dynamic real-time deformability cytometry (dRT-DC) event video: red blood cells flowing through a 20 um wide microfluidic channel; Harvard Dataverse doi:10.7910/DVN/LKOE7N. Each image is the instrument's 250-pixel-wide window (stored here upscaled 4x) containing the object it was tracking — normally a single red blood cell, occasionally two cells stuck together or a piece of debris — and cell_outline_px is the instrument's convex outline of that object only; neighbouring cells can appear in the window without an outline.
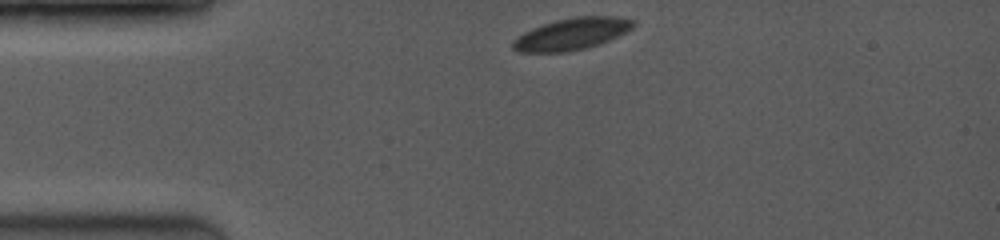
{"species": "common noctule bat (a hibernating species)", "species_latin": "Nyctalus noctula", "temperature_condition": "room temperature", "stored_images_in_passage": 17, "camera_frame_rate_fps": 3500, "um_per_image_px": 0.085, "animal": {"sex": "female", "body_mass_g": 19.0, "forearm_length_mm": 53.3}, "frame": {"image": 1, "passage_image": 1, "time_ms": 0.0, "image_size_px": [1000, 240], "cell_outline_px": [[636, 24], [632, 28], [608, 40], [584, 48], [568, 52], [520, 52], [512, 48], [512, 40], [524, 32], [532, 28], [556, 20], [576, 16], [616, 16], [632, 20]], "centroid_in_image_um": [48.56, 2.88], "position_along_channel_um": 36.4, "area_um2": 22.02}}
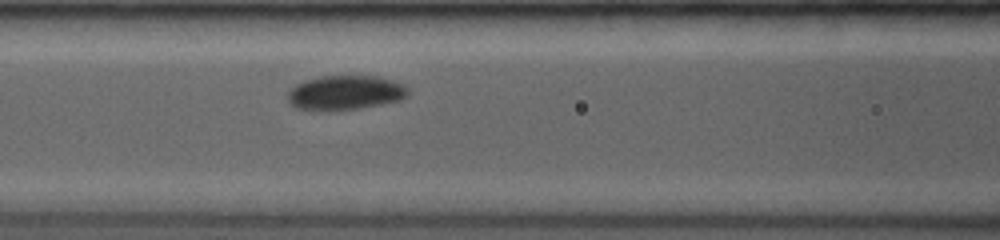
{"frame": {"image": 2, "passage_image": 11, "time_ms": 3.429, "image_size_px": [1000, 240], "cell_outline_px": [[408, 92], [400, 100], [360, 108], [328, 112], [320, 112], [296, 108], [288, 100], [288, 92], [296, 84], [304, 80], [320, 76], [376, 76], [392, 80], [404, 84], [408, 88]], "centroid_in_image_um": [29.3, 7.89], "position_along_channel_um": 137.3, "area_um2": 24.39}}
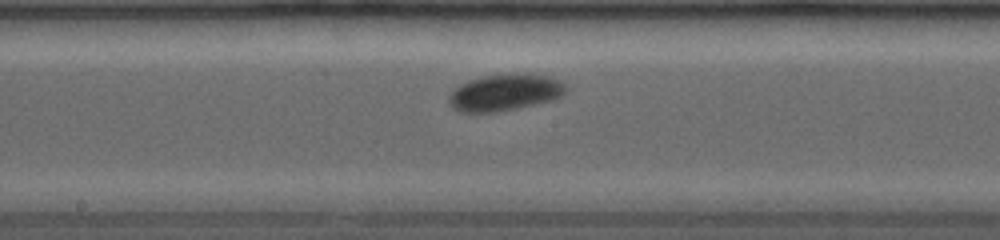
{"frame": {"image": 3, "passage_image": 16, "time_ms": 5.143, "image_size_px": [1000, 240], "cell_outline_px": [[568, 88], [564, 96], [552, 100], [536, 104], [496, 112], [460, 112], [452, 108], [448, 104], [448, 96], [460, 84], [468, 80], [484, 76], [516, 72], [548, 76], [560, 80]], "centroid_in_image_um": [42.93, 7.85], "position_along_channel_um": 205.3, "area_um2": 25.32}}